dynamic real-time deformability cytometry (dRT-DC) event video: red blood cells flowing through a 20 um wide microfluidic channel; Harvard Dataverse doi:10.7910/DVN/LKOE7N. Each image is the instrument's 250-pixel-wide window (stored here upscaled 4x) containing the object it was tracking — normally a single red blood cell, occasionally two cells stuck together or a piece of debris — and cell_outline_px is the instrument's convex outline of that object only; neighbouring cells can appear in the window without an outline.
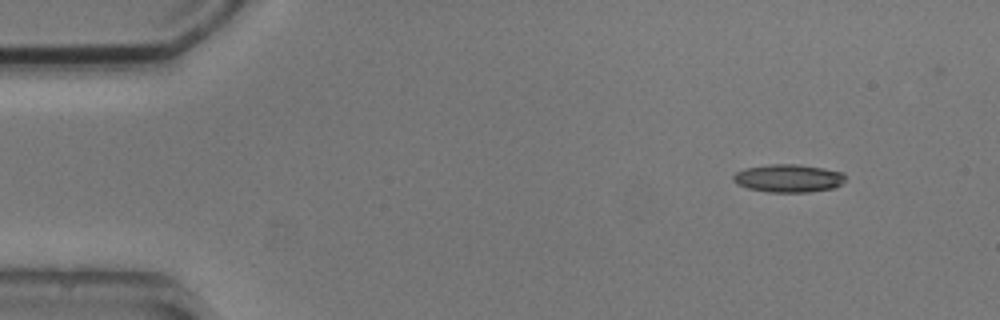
{"species": "common noctule bat (a hibernating species)", "species_latin": "Nyctalus noctula", "temperature_condition": "cold", "stored_images_in_passage": 2, "segment_of_instrument_passage": [2, 2], "camera_frame_rate_fps": 3000, "um_per_image_px": 0.085, "animal": {"sex": "male", "body_mass_g": 20.5, "forearm_length_mm": 52.5}, "frame": {"image": 1, "passage_image": 2, "time_ms": 2.333, "image_size_px": [1000, 320], "cell_outline_px": [[844, 180], [840, 184], [832, 188], [808, 192], [768, 192], [748, 188], [736, 184], [732, 180], [732, 176], [736, 172], [744, 168], [768, 164], [796, 164], [824, 168], [844, 172]], "centroid_in_image_um": [66.97, 15.14], "position_along_channel_um": 18.0, "area_um2": 18.32}}